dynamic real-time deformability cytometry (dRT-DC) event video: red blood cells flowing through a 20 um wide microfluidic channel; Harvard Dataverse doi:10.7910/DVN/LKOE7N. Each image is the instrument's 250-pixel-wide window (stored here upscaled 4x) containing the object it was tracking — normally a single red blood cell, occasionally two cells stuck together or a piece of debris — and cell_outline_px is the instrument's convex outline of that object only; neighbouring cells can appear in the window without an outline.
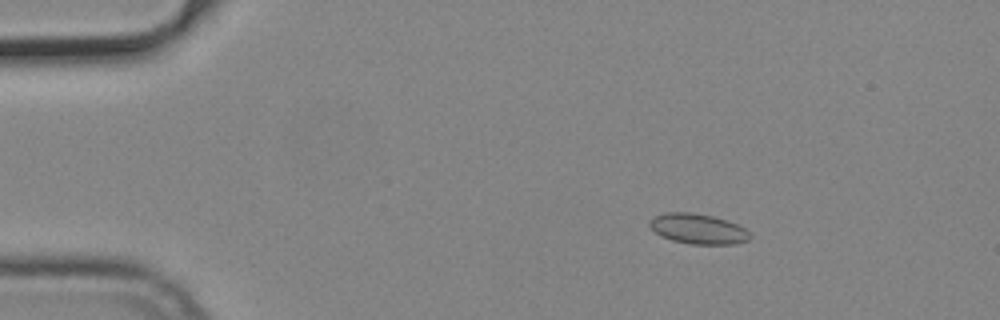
{"species": "common noctule bat (a hibernating species)", "species_latin": "Nyctalus noctula", "temperature_condition": "cold", "stored_images_in_passage": 55, "camera_frame_rate_fps": 3000, "um_per_image_px": 0.085, "animal": {"sex": "male", "body_mass_g": 19.2, "forearm_length_mm": 51.8}, "frame": {"image": 1, "passage_image": 9, "time_ms": 2.667, "image_size_px": [1000, 320], "cell_outline_px": [[752, 236], [748, 240], [732, 244], [688, 244], [672, 240], [660, 236], [648, 224], [648, 220], [652, 216], [668, 212], [692, 212], [712, 216], [736, 224], [744, 228]], "centroid_in_image_um": [59.28, 19.45], "position_along_channel_um": 25.7, "area_um2": 17.63}}
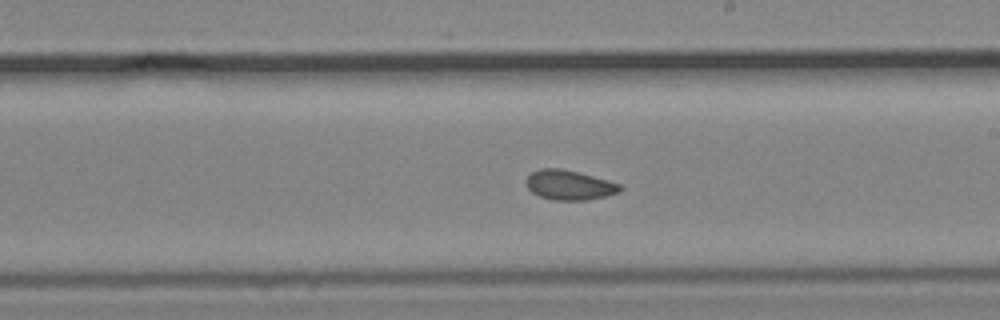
{"frame": {"image": 2, "passage_image": 32, "time_ms": 10.333, "image_size_px": [1000, 320], "cell_outline_px": [[624, 188], [620, 192], [604, 196], [584, 200], [552, 200], [540, 196], [532, 192], [528, 188], [524, 180], [532, 172], [540, 168], [560, 168], [608, 180], [620, 184]], "centroid_in_image_um": [48.37, 15.73], "position_along_channel_um": 240.6, "area_um2": 16.18}}
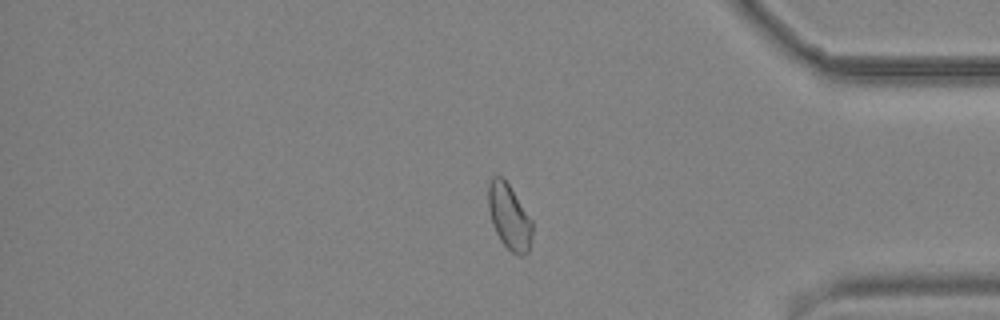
{"frame": {"image": 3, "passage_image": 46, "time_ms": 15.0, "image_size_px": [1000, 320], "cell_outline_px": [[532, 236], [528, 252], [524, 256], [520, 256], [512, 252], [500, 240], [492, 224], [488, 208], [488, 184], [492, 176], [500, 176], [508, 184], [532, 220]], "centroid_in_image_um": [43.27, 18.44], "position_along_channel_um": 391.9, "area_um2": 16.65}, "authors_computed_cell_mechanics": {"area_um2": 16.762, "velocity_mm_per_s": 3.753, "shape_relaxation_time_tau1_ms": null, "shape_relaxation_time_tau2_ms": 2.1378, "deformation_change_tau1": null, "deformation_change_tau2": 0.0564}}